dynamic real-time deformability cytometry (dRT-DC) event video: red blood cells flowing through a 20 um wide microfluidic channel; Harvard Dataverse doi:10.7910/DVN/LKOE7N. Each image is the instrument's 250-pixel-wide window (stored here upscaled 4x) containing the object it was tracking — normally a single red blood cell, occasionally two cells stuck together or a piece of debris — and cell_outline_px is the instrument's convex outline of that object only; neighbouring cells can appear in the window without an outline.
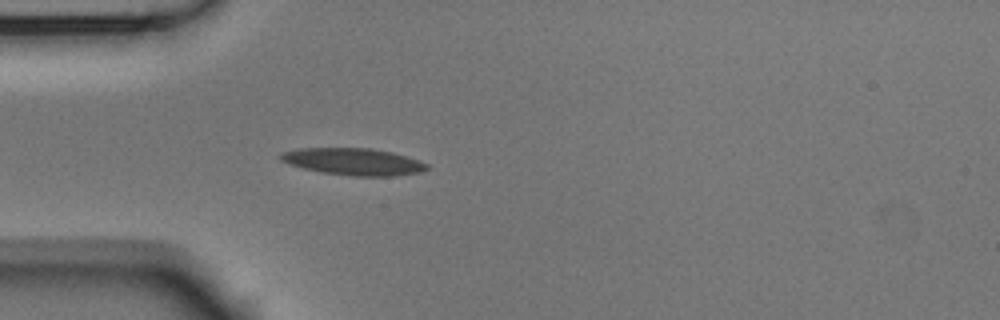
{"species": "Egyptian fruit bat (a non-hibernating species)", "species_latin": "Rousettus aegyptiacus", "temperature_condition": "room temperature", "stored_images_in_passage": 4, "camera_frame_rate_fps": 3000, "um_per_image_px": 0.085, "animal": {"sex": "male"}, "frame": {"image": 1, "passage_image": 4, "time_ms": 1.0, "image_size_px": [1000, 320], "cell_outline_px": [[428, 168], [420, 172], [396, 176], [352, 176], [320, 172], [288, 164], [280, 160], [280, 152], [296, 148], [372, 148], [392, 152], [420, 160], [428, 164]], "centroid_in_image_um": [30.03, 13.73], "position_along_channel_um": 55.0, "area_um2": 23.18}}